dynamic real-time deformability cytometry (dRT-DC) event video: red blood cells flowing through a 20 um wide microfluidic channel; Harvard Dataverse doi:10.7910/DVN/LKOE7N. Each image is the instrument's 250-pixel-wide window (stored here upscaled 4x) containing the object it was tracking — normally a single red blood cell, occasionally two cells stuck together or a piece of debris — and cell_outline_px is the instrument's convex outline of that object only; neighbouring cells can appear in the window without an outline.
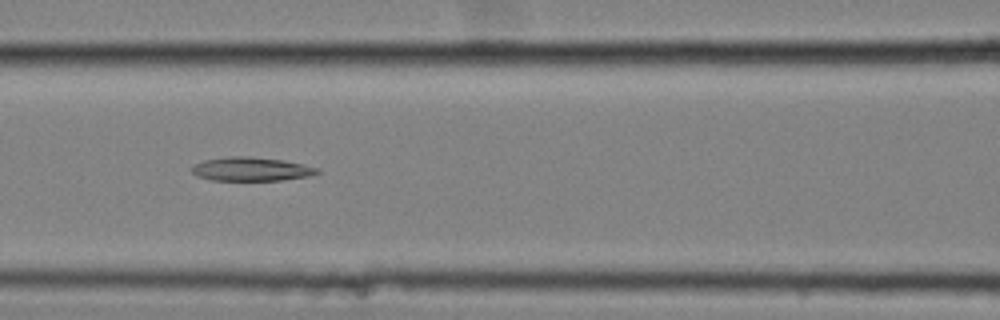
{"species": "common noctule bat (a hibernating species)", "species_latin": "Nyctalus noctula", "temperature_condition": "cold", "stored_images_in_passage": 22, "camera_frame_rate_fps": 3000, "um_per_image_px": 0.085, "animal": {"sex": "female", "body_mass_g": 25.1}, "frame": {"image": 1, "passage_image": 19, "time_ms": 6.0, "image_size_px": [1000, 320], "cell_outline_px": [[320, 172], [312, 176], [280, 180], [212, 180], [196, 176], [192, 172], [192, 168], [196, 164], [204, 160], [232, 156], [248, 156], [284, 160], [320, 168]], "centroid_in_image_um": [21.4, 14.37], "position_along_channel_um": 145.2, "area_um2": 17.34}}
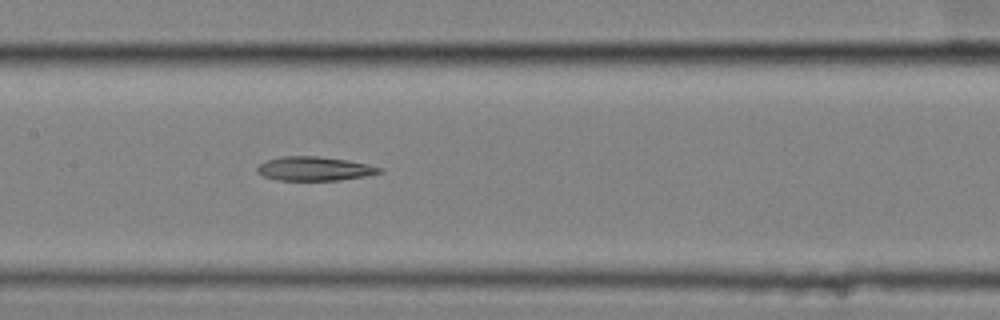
{"frame": {"image": 2, "passage_image": 22, "time_ms": 7.0, "image_size_px": [1000, 320], "cell_outline_px": [[384, 172], [364, 176], [340, 180], [276, 180], [264, 176], [256, 168], [260, 164], [268, 160], [284, 156], [316, 156], [348, 160], [384, 168]], "centroid_in_image_um": [26.77, 14.34], "position_along_channel_um": 180.6, "area_um2": 16.94}}